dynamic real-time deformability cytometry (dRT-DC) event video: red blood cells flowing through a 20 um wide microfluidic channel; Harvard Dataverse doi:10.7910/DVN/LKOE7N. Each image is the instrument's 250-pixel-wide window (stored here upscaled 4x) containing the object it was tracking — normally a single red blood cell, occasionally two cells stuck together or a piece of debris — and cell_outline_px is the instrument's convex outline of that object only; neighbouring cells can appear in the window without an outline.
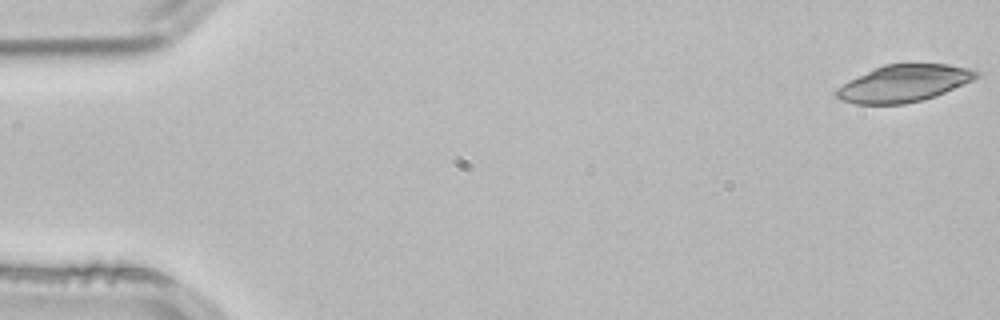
{"species": "common noctule bat (a hibernating species)", "species_latin": "Nyctalus noctula", "temperature_condition": "room temperature", "stored_images_in_passage": 4, "camera_frame_rate_fps": 3000, "um_per_image_px": 0.085, "animal": {"sex": "male", "body_mass_g": 21.5, "forearm_length_mm": 52.0}, "frame": {"image": 1, "passage_image": 1, "time_ms": 0.0, "image_size_px": [1000, 320], "cell_outline_px": [[980, 76], [972, 80], [936, 96], [904, 104], [856, 104], [840, 100], [832, 92], [836, 88], [848, 80], [884, 64], [948, 64], [968, 68], [980, 72]], "centroid_in_image_um": [76.79, 7.09], "position_along_channel_um": 8.2, "area_um2": 30.11}}
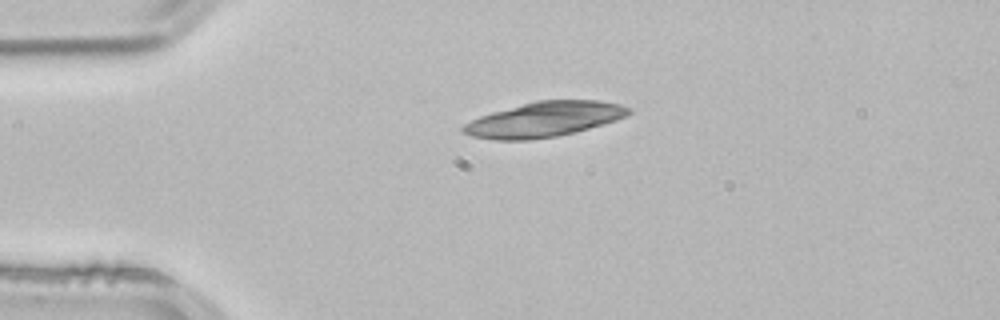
{"frame": {"image": 2, "passage_image": 3, "time_ms": 0.667, "image_size_px": [1000, 320], "cell_outline_px": [[632, 112], [616, 120], [604, 124], [576, 132], [556, 136], [528, 140], [492, 140], [472, 136], [464, 132], [460, 128], [464, 124], [480, 116], [492, 112], [536, 100], [600, 100], [620, 104], [632, 108]], "centroid_in_image_um": [46.27, 10.15], "position_along_channel_um": 38.7, "area_um2": 33.76}}